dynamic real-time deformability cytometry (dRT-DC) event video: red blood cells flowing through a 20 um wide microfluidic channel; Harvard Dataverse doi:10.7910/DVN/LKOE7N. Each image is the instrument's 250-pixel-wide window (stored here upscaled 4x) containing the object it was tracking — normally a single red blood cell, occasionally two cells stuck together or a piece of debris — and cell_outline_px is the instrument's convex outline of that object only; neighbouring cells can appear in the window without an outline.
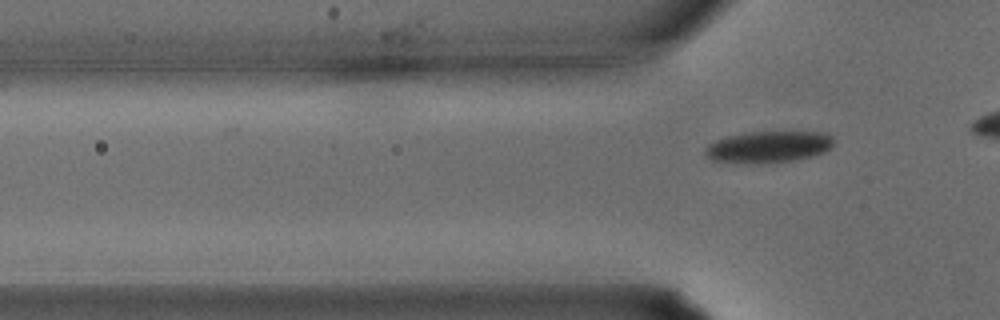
{"species": "common noctule bat (a hibernating species)", "species_latin": "Nyctalus noctula", "temperature_condition": "warm", "stored_images_in_passage": 8, "camera_frame_rate_fps": 3000, "um_per_image_px": 0.085, "animal": {"sex": "male", "body_mass_g": 15.6}, "frame": {"image": 1, "passage_image": 8, "time_ms": 2.333, "image_size_px": [1000, 320], "cell_outline_px": [[832, 148], [824, 152], [812, 156], [796, 160], [760, 164], [748, 164], [712, 160], [704, 152], [704, 148], [708, 144], [716, 140], [728, 136], [752, 132], [824, 132], [832, 136]], "centroid_in_image_um": [65.32, 12.5], "position_along_channel_um": 60.5, "area_um2": 23.76}}